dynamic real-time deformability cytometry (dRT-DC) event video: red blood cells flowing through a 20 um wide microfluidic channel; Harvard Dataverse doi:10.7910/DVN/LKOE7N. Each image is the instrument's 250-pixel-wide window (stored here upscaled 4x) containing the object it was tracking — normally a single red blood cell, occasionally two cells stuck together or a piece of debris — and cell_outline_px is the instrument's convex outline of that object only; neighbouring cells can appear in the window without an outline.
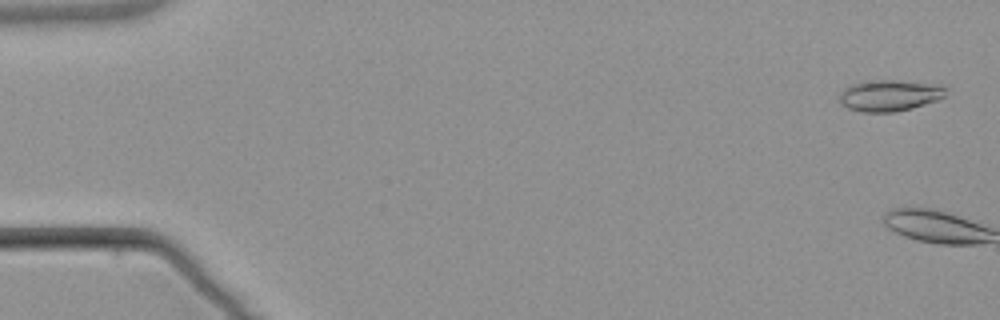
{"species": "common noctule bat (a hibernating species)", "species_latin": "Nyctalus noctula", "temperature_condition": "warm", "stored_images_in_passage": 5, "camera_frame_rate_fps": 3000, "um_per_image_px": 0.085, "animal": {"sex": "male", "body_mass_g": 21.5, "forearm_length_mm": 52.0}, "frame": {"image": 1, "passage_image": 1, "time_ms": 0.0, "image_size_px": [1000, 320], "cell_outline_px": [[948, 88], [944, 96], [936, 100], [912, 108], [896, 112], [860, 112], [848, 108], [840, 104], [840, 92], [848, 84], [860, 80], [896, 80], [944, 84]], "centroid_in_image_um": [75.6, 8.09], "position_along_channel_um": 9.4, "area_um2": 19.94}}